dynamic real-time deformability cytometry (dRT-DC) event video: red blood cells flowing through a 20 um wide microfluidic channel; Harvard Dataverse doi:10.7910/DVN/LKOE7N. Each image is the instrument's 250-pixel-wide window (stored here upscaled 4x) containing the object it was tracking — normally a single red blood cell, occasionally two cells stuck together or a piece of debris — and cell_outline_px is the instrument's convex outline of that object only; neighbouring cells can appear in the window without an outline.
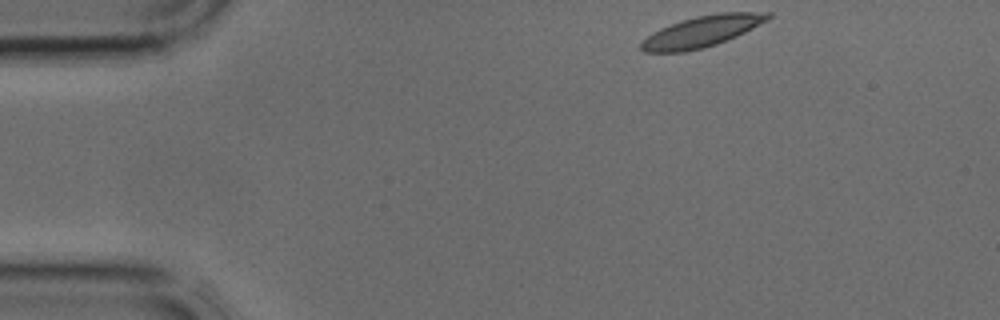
{"species": "common noctule bat (a hibernating species)", "species_latin": "Nyctalus noctula", "temperature_condition": "cold", "stored_images_in_passage": 35, "camera_frame_rate_fps": 3000, "um_per_image_px": 0.085, "animal": {"sex": "male", "body_mass_g": 17.9, "forearm_length_mm": 54.2}, "frame": {"image": 1, "passage_image": 1, "time_ms": 0.0, "image_size_px": [1000, 320], "cell_outline_px": [[772, 16], [768, 20], [736, 36], [716, 44], [704, 48], [684, 52], [644, 52], [640, 48], [640, 44], [648, 36], [660, 28], [696, 16], [720, 12], [772, 12]], "centroid_in_image_um": [59.69, 2.67], "position_along_channel_um": 25.3, "area_um2": 22.72}}
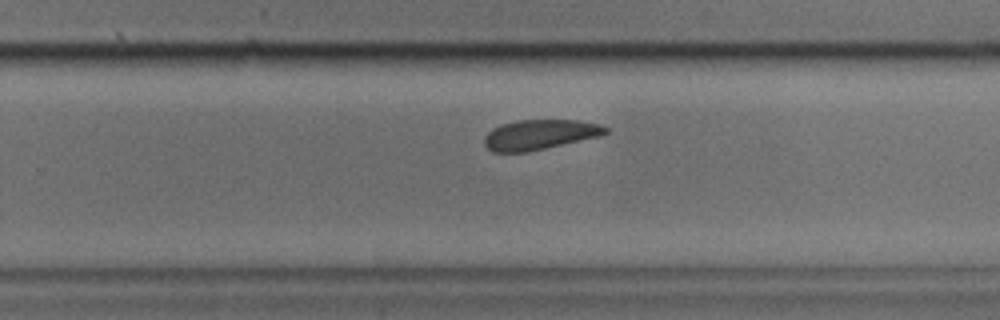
{"frame": {"image": 2, "passage_image": 21, "time_ms": 6.667, "image_size_px": [1000, 320], "cell_outline_px": [[608, 132], [600, 136], [528, 152], [492, 152], [484, 144], [484, 136], [492, 128], [500, 124], [516, 120], [576, 120], [600, 124], [608, 128]], "centroid_in_image_um": [45.85, 11.44], "position_along_channel_um": 284.0, "area_um2": 21.27}}
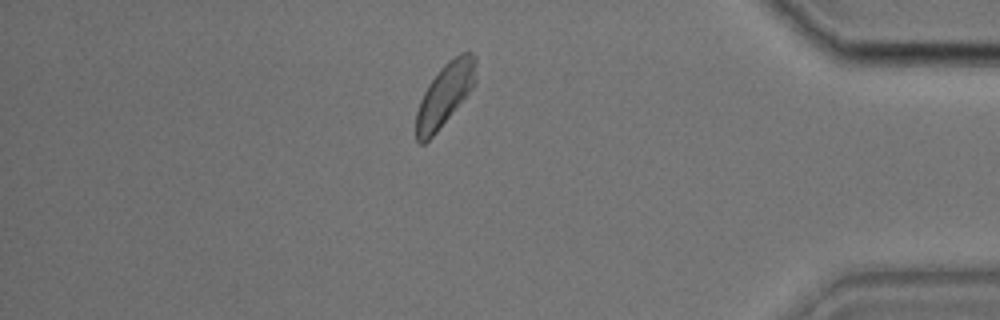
{"frame": {"image": 3, "passage_image": 30, "time_ms": 9.667, "image_size_px": [1000, 320], "cell_outline_px": [[476, 84], [436, 132], [424, 144], [420, 144], [416, 140], [416, 112], [420, 100], [428, 84], [440, 68], [448, 60], [460, 52], [472, 52], [476, 56]], "centroid_in_image_um": [37.83, 8.0], "position_along_channel_um": 397.4, "area_um2": 21.85}}